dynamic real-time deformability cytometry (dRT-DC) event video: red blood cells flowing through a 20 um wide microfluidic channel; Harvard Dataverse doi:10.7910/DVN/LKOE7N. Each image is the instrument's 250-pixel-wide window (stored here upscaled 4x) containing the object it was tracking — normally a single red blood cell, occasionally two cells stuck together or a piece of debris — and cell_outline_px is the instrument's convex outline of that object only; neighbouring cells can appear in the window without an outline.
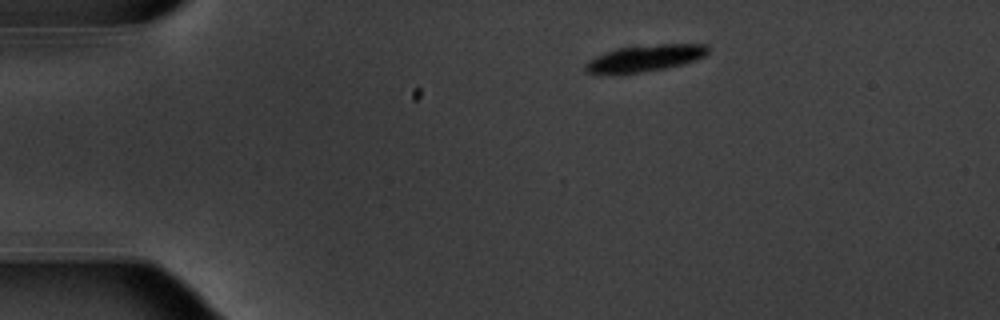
{"species": "common noctule bat (a hibernating species)", "species_latin": "Nyctalus noctula", "temperature_condition": "warm", "stored_images_in_passage": 46, "camera_frame_rate_fps": 3000, "um_per_image_px": 0.085, "animal": {"sex": "male", "body_mass_g": 20.1, "forearm_length_mm": 53.5}, "frame": {"image": 1, "passage_image": 1, "time_ms": 0.0, "image_size_px": [1000, 320], "cell_outline_px": [[708, 52], [704, 56], [696, 60], [664, 68], [620, 76], [588, 72], [584, 68], [584, 64], [588, 60], [604, 52], [616, 48], [664, 44], [704, 44], [708, 48]], "centroid_in_image_um": [54.74, 4.97], "position_along_channel_um": 30.3, "area_um2": 19.13}}
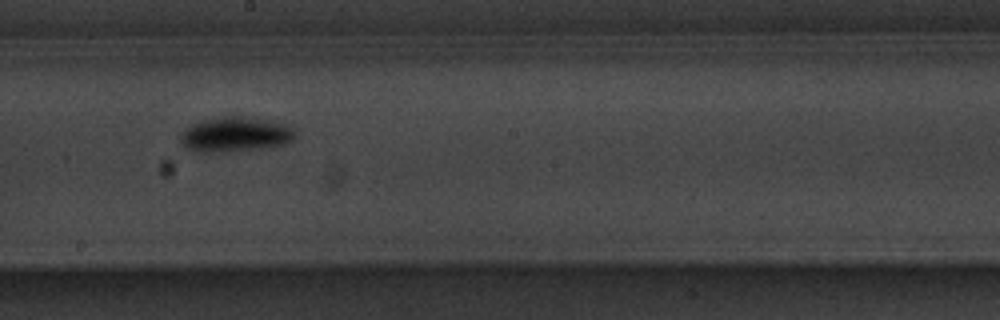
{"frame": {"image": 2, "passage_image": 22, "time_ms": 7.0, "image_size_px": [1000, 320], "cell_outline_px": [[296, 136], [292, 140], [284, 144], [264, 148], [224, 152], [200, 152], [184, 148], [180, 140], [180, 136], [184, 128], [192, 124], [220, 116], [240, 116], [288, 124], [296, 128]], "centroid_in_image_um": [20.01, 11.43], "position_along_channel_um": 228.2, "area_um2": 23.47}}
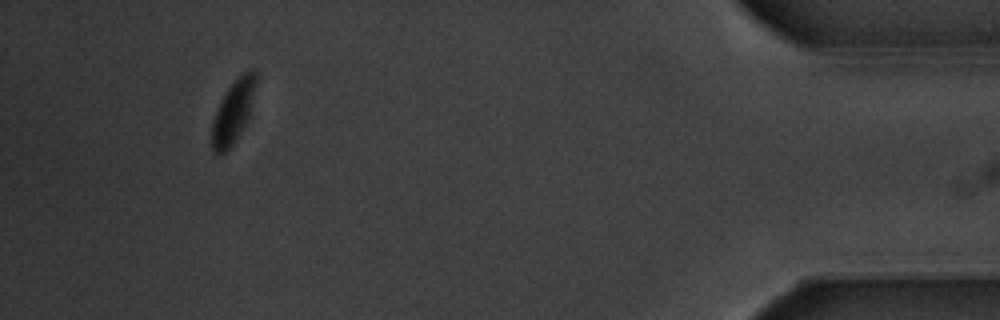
{"frame": {"image": 3, "passage_image": 42, "time_ms": 13.667, "image_size_px": [1000, 320], "cell_outline_px": [[260, 76], [248, 120], [236, 140], [224, 152], [216, 152], [212, 148], [212, 124], [216, 112], [228, 88], [244, 72], [252, 68]], "centroid_in_image_um": [19.91, 9.42], "position_along_channel_um": 415.3, "area_um2": 16.01}, "authors_computed_cell_mechanics": {"area_um2": 20.2878, "velocity_mm_per_s": 3.7108, "shape_relaxation_time_tau1_ms": 1.2454, "shape_relaxation_time_tau2_ms": null, "deformation_change_tau1": 0.1232, "deformation_change_tau2": null}}